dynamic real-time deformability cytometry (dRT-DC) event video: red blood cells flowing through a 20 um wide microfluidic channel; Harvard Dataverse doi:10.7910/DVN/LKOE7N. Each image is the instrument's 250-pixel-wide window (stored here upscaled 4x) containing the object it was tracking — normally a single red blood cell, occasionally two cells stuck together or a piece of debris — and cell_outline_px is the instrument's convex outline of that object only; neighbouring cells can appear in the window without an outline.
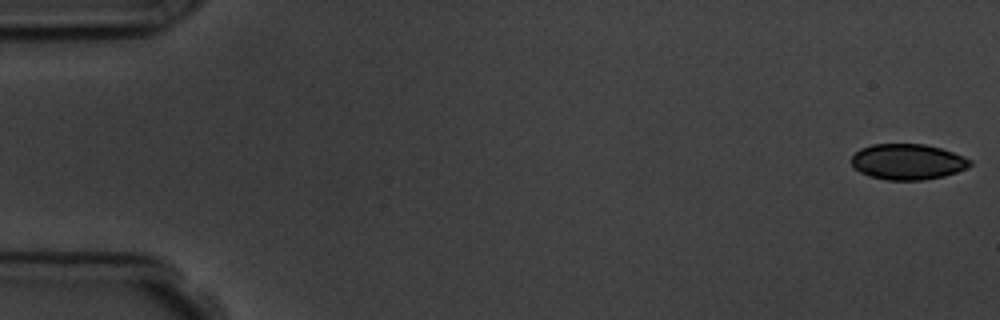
{"species": "common noctule bat (a hibernating species)", "species_latin": "Nyctalus noctula", "temperature_condition": "room temperature", "stored_images_in_passage": 6, "camera_frame_rate_fps": 3000, "um_per_image_px": 0.085, "animal": {"sex": "male", "body_mass_g": 19.5, "forearm_length_mm": 54.6}, "frame": {"image": 1, "passage_image": 1, "time_ms": 0.0, "image_size_px": [1000, 320], "cell_outline_px": [[972, 164], [956, 172], [944, 176], [924, 180], [888, 180], [868, 176], [852, 168], [852, 156], [860, 148], [872, 144], [924, 144], [940, 148], [964, 156], [972, 160]], "centroid_in_image_um": [77.12, 13.75], "position_along_channel_um": 7.9, "area_um2": 24.74}}
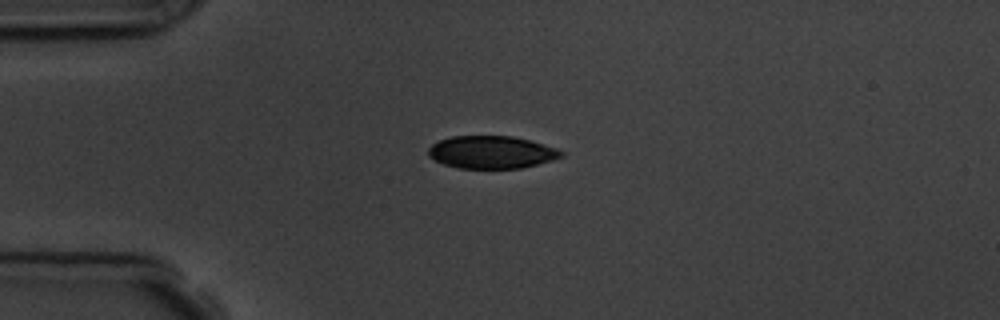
{"frame": {"image": 2, "passage_image": 5, "time_ms": 4.333, "image_size_px": [1000, 320], "cell_outline_px": [[564, 156], [552, 160], [520, 168], [456, 168], [444, 164], [428, 156], [428, 148], [432, 144], [440, 140], [452, 136], [512, 136], [532, 140], [556, 148], [564, 152]], "centroid_in_image_um": [41.78, 12.93], "position_along_channel_um": 43.2, "area_um2": 25.26}}